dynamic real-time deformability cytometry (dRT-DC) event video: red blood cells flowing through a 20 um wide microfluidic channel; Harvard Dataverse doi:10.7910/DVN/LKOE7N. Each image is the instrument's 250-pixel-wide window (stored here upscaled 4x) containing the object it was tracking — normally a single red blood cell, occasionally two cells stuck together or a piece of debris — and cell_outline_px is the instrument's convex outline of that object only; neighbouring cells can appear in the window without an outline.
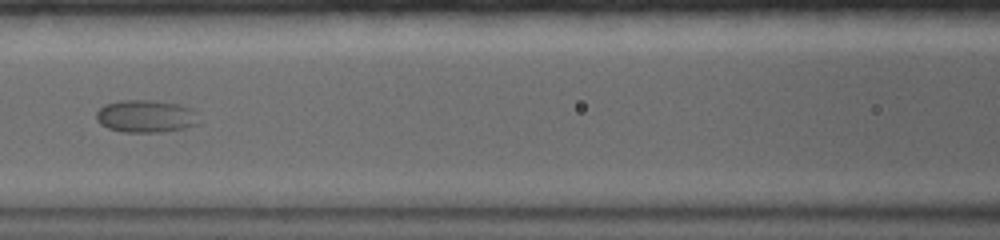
{"species": "common noctule bat (a hibernating species)", "species_latin": "Nyctalus noctula", "temperature_condition": "warm", "stored_images_in_passage": 17, "camera_frame_rate_fps": 5000, "um_per_image_px": 0.085, "animal": {"sex": "female", "body_mass_g": 19.0, "forearm_length_mm": 56.7}, "frame": {"image": 1, "passage_image": 6, "time_ms": 3.0, "image_size_px": [1000, 240], "cell_outline_px": [[200, 124], [184, 128], [160, 132], [124, 132], [108, 128], [100, 124], [96, 120], [96, 112], [104, 104], [120, 100], [152, 100], [180, 104], [192, 108], [196, 112]], "centroid_in_image_um": [12.41, 9.87], "position_along_channel_um": 154.2, "area_um2": 19.71}}
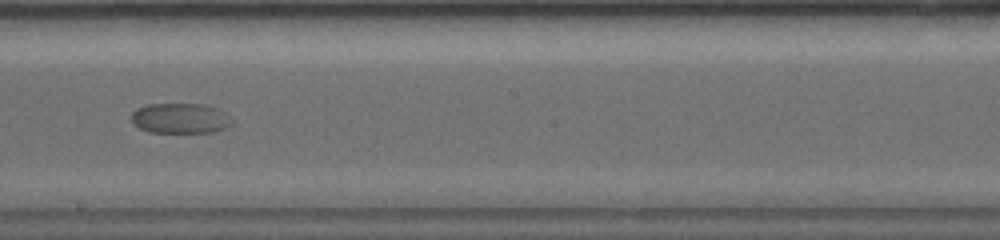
{"frame": {"image": 2, "passage_image": 10, "time_ms": 5.4, "image_size_px": [1000, 240], "cell_outline_px": [[232, 124], [224, 128], [212, 132], [148, 132], [132, 124], [132, 112], [136, 108], [148, 104], [208, 104], [224, 112], [232, 120]], "centroid_in_image_um": [15.3, 10.05], "position_along_channel_um": 232.9, "area_um2": 17.74}}
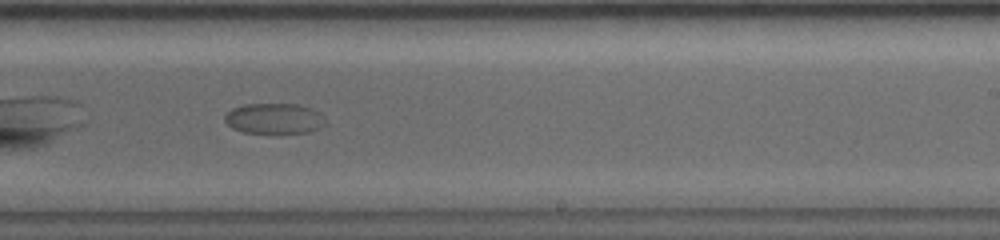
{"frame": {"image": 3, "passage_image": 12, "time_ms": 6.4, "image_size_px": [1000, 240], "cell_outline_px": [[324, 124], [320, 128], [312, 132], [280, 136], [276, 136], [244, 132], [232, 128], [224, 120], [224, 116], [232, 108], [244, 104], [296, 104], [312, 108], [324, 116]], "centroid_in_image_um": [23.33, 10.13], "position_along_channel_um": 265.7, "area_um2": 18.79}}